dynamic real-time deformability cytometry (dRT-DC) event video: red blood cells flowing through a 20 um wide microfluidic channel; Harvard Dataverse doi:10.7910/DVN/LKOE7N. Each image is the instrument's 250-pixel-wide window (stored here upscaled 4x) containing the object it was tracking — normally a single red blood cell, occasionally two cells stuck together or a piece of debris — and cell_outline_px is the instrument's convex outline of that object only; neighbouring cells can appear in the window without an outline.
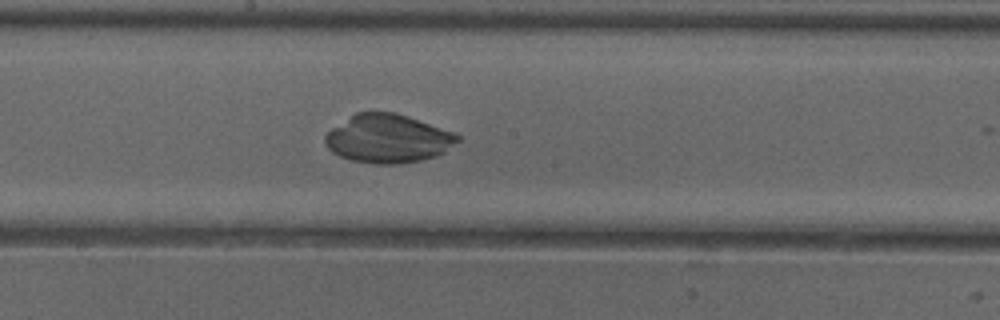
{"species": "common noctule bat (a hibernating species)", "species_latin": "Nyctalus noctula", "temperature_condition": "cold", "stored_images_in_passage": 29, "camera_frame_rate_fps": 3000, "um_per_image_px": 0.085, "animal": {"sex": "female"}, "frame": {"image": 1, "passage_image": 28, "time_ms": 9.0, "image_size_px": [1000, 320], "cell_outline_px": [[460, 140], [444, 152], [436, 156], [420, 160], [400, 164], [376, 164], [352, 160], [340, 156], [332, 152], [328, 148], [324, 140], [324, 136], [332, 128], [356, 112], [396, 112], [452, 132], [460, 136]], "centroid_in_image_um": [32.96, 11.79], "position_along_channel_um": 215.2, "area_um2": 37.17}}